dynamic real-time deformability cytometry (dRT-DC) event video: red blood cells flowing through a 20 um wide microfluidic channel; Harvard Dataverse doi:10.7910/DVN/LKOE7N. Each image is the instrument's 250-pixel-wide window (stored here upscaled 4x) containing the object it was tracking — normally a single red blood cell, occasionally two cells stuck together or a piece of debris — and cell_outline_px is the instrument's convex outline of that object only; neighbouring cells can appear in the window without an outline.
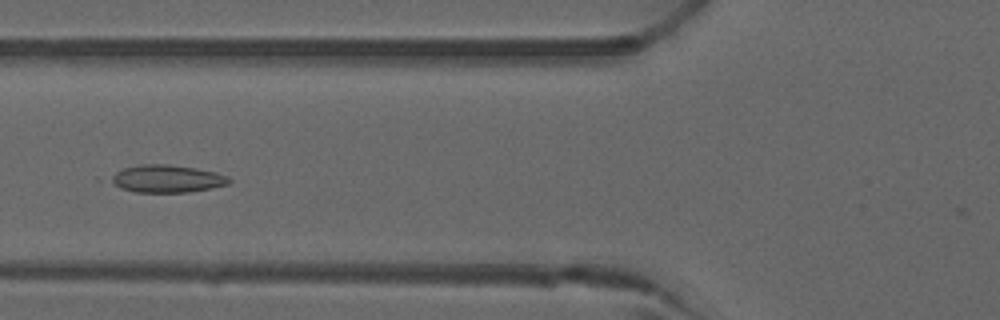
{"species": "common noctule bat (a hibernating species)", "species_latin": "Nyctalus noctula", "temperature_condition": "warm", "stored_images_in_passage": 40, "camera_frame_rate_fps": 3000, "um_per_image_px": 0.085, "animal": {"sex": "male", "forearm_length_mm": 52.5}, "frame": {"image": 1, "passage_image": 9, "time_ms": 2.667, "image_size_px": [1000, 320], "cell_outline_px": [[232, 180], [228, 184], [212, 188], [188, 192], [136, 192], [120, 188], [108, 180], [108, 176], [124, 168], [140, 164], [168, 164], [196, 168], [216, 172], [228, 176]], "centroid_in_image_um": [14.17, 15.19], "position_along_channel_um": 111.6, "area_um2": 19.13}}
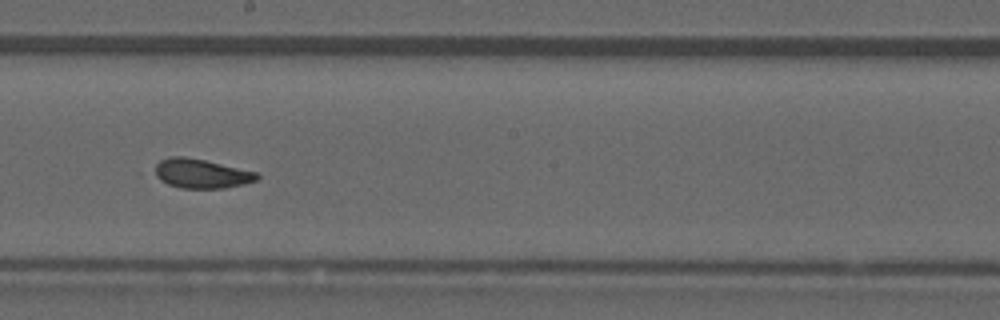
{"frame": {"image": 2, "passage_image": 18, "time_ms": 5.667, "image_size_px": [1000, 320], "cell_outline_px": [[260, 176], [256, 180], [244, 184], [224, 188], [180, 188], [168, 184], [152, 176], [148, 172], [160, 160], [168, 156], [184, 156], [204, 160], [256, 172]], "centroid_in_image_um": [16.98, 14.75], "position_along_channel_um": 231.2, "area_um2": 17.74}}
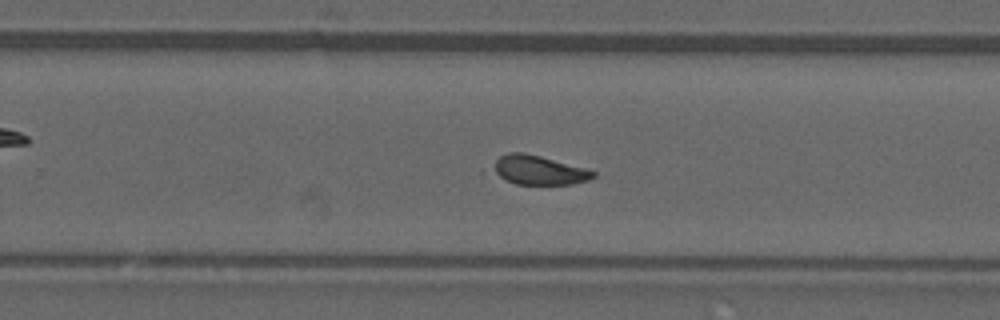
{"frame": {"image": 3, "passage_image": 22, "time_ms": 7.0, "image_size_px": [1000, 320], "cell_outline_px": [[596, 176], [588, 180], [572, 184], [516, 184], [504, 180], [492, 172], [496, 160], [500, 156], [508, 152], [524, 152], [588, 168], [596, 172]], "centroid_in_image_um": [45.81, 14.46], "position_along_channel_um": 284.0, "area_um2": 17.17}, "authors_computed_cell_mechanics": {"area_um2": 17.8313, "velocity_mm_per_s": 3.9938, "shape_relaxation_time_tau1_ms": 8.8978, "shape_relaxation_time_tau2_ms": null, "deformation_change_tau1": 0.174, "deformation_change_tau2": null}}